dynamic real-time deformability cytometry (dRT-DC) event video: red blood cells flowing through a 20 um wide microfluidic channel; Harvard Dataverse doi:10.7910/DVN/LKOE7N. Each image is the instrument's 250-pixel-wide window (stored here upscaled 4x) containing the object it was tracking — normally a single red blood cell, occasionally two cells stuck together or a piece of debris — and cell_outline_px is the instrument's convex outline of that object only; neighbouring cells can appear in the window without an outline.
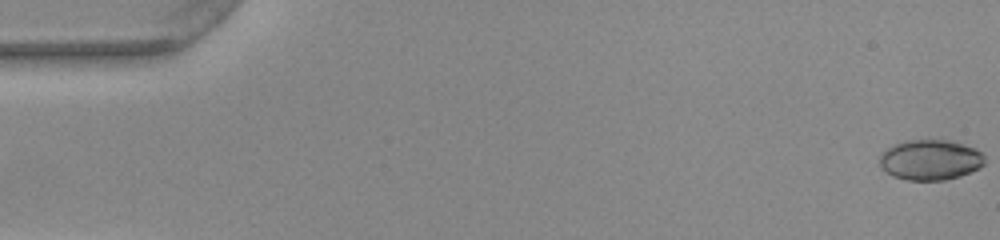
{"species": "common noctule bat (a hibernating species)", "species_latin": "Nyctalus noctula", "temperature_condition": "warm", "stored_images_in_passage": 52, "camera_frame_rate_fps": 3000, "um_per_image_px": 0.085, "animal": {"sex": "female", "body_mass_g": 22.0, "forearm_length_mm": 56.7}, "frame": {"image": 1, "passage_image": 1, "time_ms": 0.0, "image_size_px": [1000, 240], "cell_outline_px": [[984, 164], [980, 168], [960, 176], [944, 180], [908, 180], [892, 176], [884, 172], [880, 168], [880, 152], [896, 144], [908, 140], [948, 140], [972, 148], [980, 152], [984, 156]], "centroid_in_image_um": [79.03, 13.61], "position_along_channel_um": 6.0, "area_um2": 24.62}}
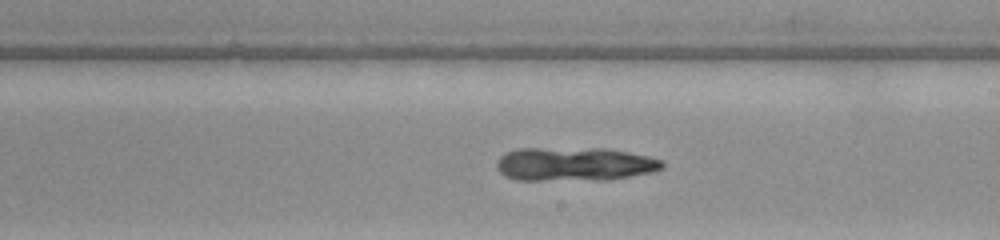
{"frame": {"image": 2, "passage_image": 30, "time_ms": 9.667, "image_size_px": [1000, 240], "cell_outline_px": [[664, 168], [652, 172], [608, 180], [516, 180], [504, 176], [496, 168], [496, 160], [504, 152], [520, 148], [604, 148], [628, 152], [648, 156], [664, 160]], "centroid_in_image_um": [48.81, 13.95], "position_along_channel_um": 240.2, "area_um2": 33.0}}
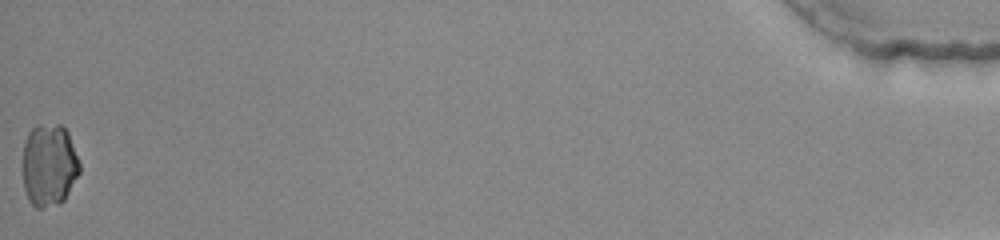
{"frame": {"image": 3, "passage_image": 52, "time_ms": 17.0, "image_size_px": [1000, 240], "cell_outline_px": [[80, 172], [64, 200], [60, 204], [40, 208], [36, 208], [28, 200], [24, 188], [24, 144], [28, 132], [36, 124], [60, 124], [68, 132], [80, 164]], "centroid_in_image_um": [4.18, 14.03], "position_along_channel_um": 431.0, "area_um2": 27.4}, "authors_computed_cell_mechanics": {"area_um2": 29.1601, "velocity_mm_per_s": 3.9853, "shape_relaxation_time_tau1_ms": 5.0441, "shape_relaxation_time_tau2_ms": 0.1438, "deformation_change_tau1": 0.247, "deformation_change_tau2": 0.0369}}